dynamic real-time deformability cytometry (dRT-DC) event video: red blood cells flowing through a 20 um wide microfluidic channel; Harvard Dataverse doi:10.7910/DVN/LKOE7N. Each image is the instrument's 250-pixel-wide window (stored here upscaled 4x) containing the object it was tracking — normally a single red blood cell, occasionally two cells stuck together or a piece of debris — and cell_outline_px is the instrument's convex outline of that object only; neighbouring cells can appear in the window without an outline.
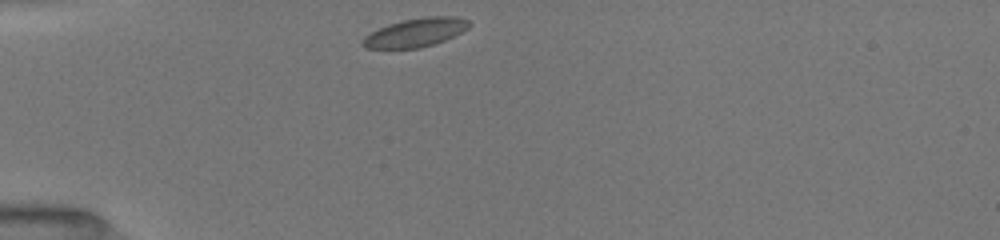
{"species": "common noctule bat (a hibernating species)", "species_latin": "Nyctalus noctula", "temperature_condition": "room temperature", "stored_images_in_passage": 38, "camera_frame_rate_fps": 3000, "um_per_image_px": 0.085, "animal": {"sex": "female", "body_mass_g": 19.5, "forearm_length_mm": 54.1}, "frame": {"image": 1, "passage_image": 1, "time_ms": 0.0, "image_size_px": [1000, 240], "cell_outline_px": [[472, 24], [468, 28], [444, 40], [420, 48], [364, 48], [360, 44], [360, 40], [364, 36], [388, 24], [404, 20], [424, 16], [456, 16], [468, 20]], "centroid_in_image_um": [35.3, 2.76], "position_along_channel_um": 49.7, "area_um2": 17.69}}
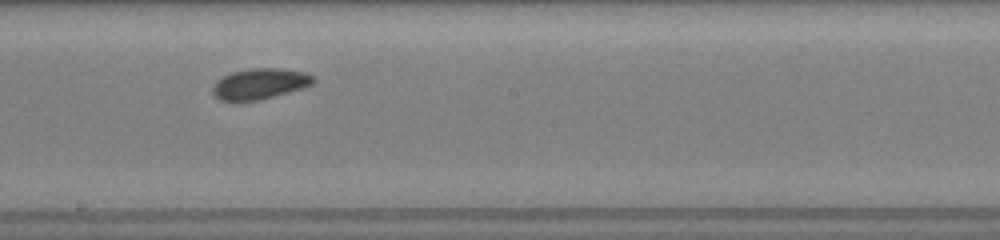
{"frame": {"image": 2, "passage_image": 16, "time_ms": 5.0, "image_size_px": [1000, 240], "cell_outline_px": [[316, 80], [312, 84], [304, 88], [260, 100], [220, 100], [212, 92], [212, 88], [216, 80], [232, 72], [252, 68], [280, 68], [304, 72], [316, 76]], "centroid_in_image_um": [22.13, 7.11], "position_along_channel_um": 226.1, "area_um2": 18.03}}
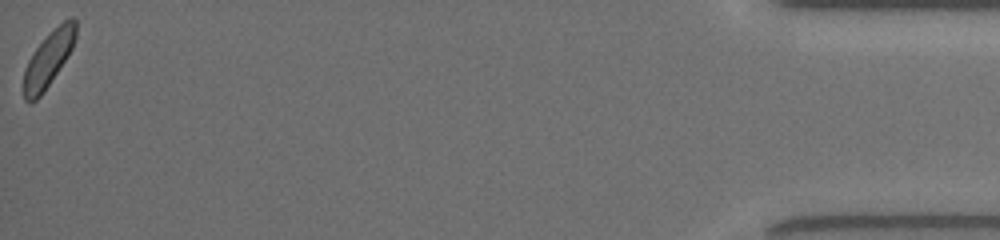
{"frame": {"image": 3, "passage_image": 38, "time_ms": 12.333, "image_size_px": [1000, 240], "cell_outline_px": [[76, 36], [72, 48], [68, 56], [44, 92], [32, 104], [28, 104], [24, 100], [24, 68], [28, 60], [36, 48], [64, 20], [72, 16], [76, 20]], "centroid_in_image_um": [4.11, 5.08], "position_along_channel_um": 431.1, "area_um2": 16.59}, "authors_computed_cell_mechanics": {"area_um2": 17.4556, "velocity_mm_per_s": 3.9719, "shape_relaxation_time_tau1_ms": 1.6901, "shape_relaxation_time_tau2_ms": 2.797, "deformation_change_tau1": 0.0731, "deformation_change_tau2": 0.0827}}